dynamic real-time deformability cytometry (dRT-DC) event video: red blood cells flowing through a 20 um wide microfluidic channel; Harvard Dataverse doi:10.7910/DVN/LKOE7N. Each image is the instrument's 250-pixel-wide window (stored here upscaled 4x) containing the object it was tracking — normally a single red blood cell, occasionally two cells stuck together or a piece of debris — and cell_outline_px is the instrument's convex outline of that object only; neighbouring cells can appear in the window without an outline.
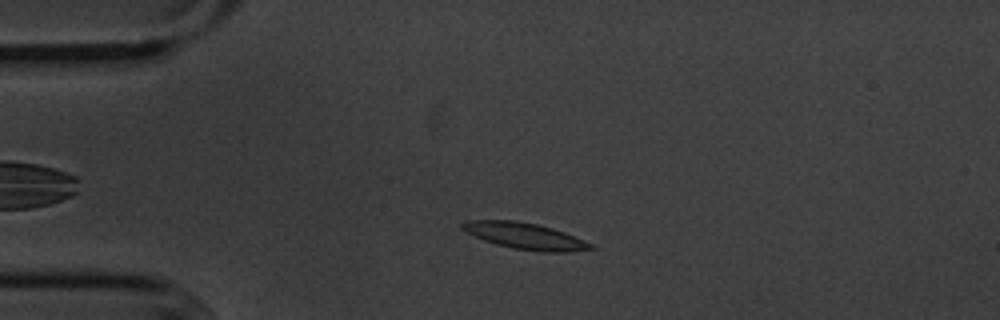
{"species": "common noctule bat (a hibernating species)", "species_latin": "Nyctalus noctula", "temperature_condition": "cold", "stored_images_in_passage": 51, "camera_frame_rate_fps": 3000, "um_per_image_px": 0.085, "animal": {"sex": "male", "body_mass_g": 20.1, "forearm_length_mm": 53.5}, "frame": {"image": 1, "passage_image": 8, "time_ms": 2.333, "image_size_px": [1000, 320], "cell_outline_px": [[596, 248], [572, 252], [544, 252], [512, 248], [496, 244], [484, 240], [460, 228], [460, 224], [464, 220], [516, 220], [536, 224], [552, 228], [564, 232], [584, 240], [592, 244]], "centroid_in_image_um": [44.63, 20.06], "position_along_channel_um": 40.4, "area_um2": 19.71}}
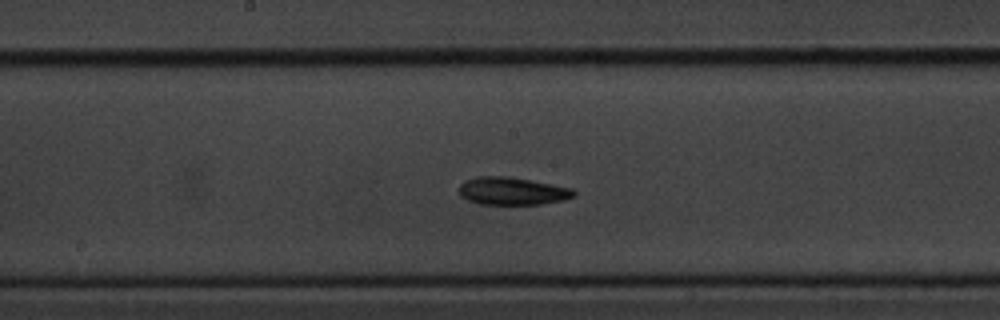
{"frame": {"image": 2, "passage_image": 24, "time_ms": 7.667, "image_size_px": [1000, 320], "cell_outline_px": [[576, 196], [560, 200], [540, 204], [480, 204], [468, 200], [460, 196], [460, 184], [464, 180], [476, 176], [508, 176], [552, 184], [572, 188], [576, 192]], "centroid_in_image_um": [43.52, 16.23], "position_along_channel_um": 204.7, "area_um2": 18.5}}
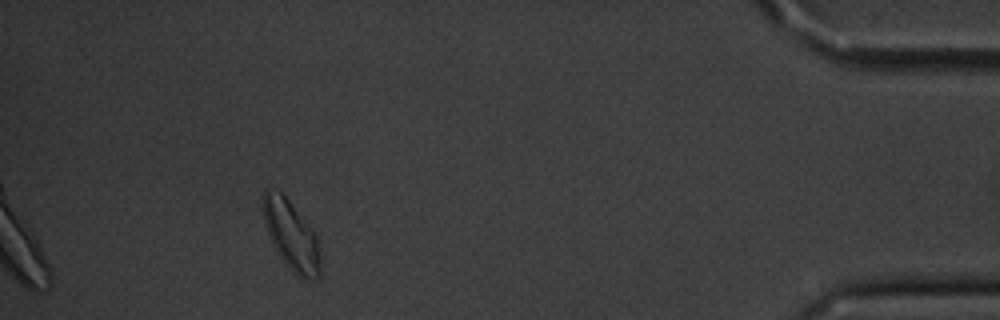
{"frame": {"image": 3, "passage_image": 46, "time_ms": 15.0, "image_size_px": [1000, 320], "cell_outline_px": [[320, 276], [316, 280], [300, 280], [284, 264], [276, 252], [272, 244], [260, 208], [260, 200], [264, 188], [268, 188], [280, 192], [288, 200], [316, 236], [320, 256]], "centroid_in_image_um": [24.71, 20.05], "position_along_channel_um": 410.5, "area_um2": 23.47}, "authors_computed_cell_mechanics": {"area_um2": 18.8428, "velocity_mm_per_s": 3.5794, "shape_relaxation_time_tau1_ms": 2.8049, "shape_relaxation_time_tau2_ms": 3.8353, "deformation_change_tau1": 0.1472, "deformation_change_tau2": 0.1097}}